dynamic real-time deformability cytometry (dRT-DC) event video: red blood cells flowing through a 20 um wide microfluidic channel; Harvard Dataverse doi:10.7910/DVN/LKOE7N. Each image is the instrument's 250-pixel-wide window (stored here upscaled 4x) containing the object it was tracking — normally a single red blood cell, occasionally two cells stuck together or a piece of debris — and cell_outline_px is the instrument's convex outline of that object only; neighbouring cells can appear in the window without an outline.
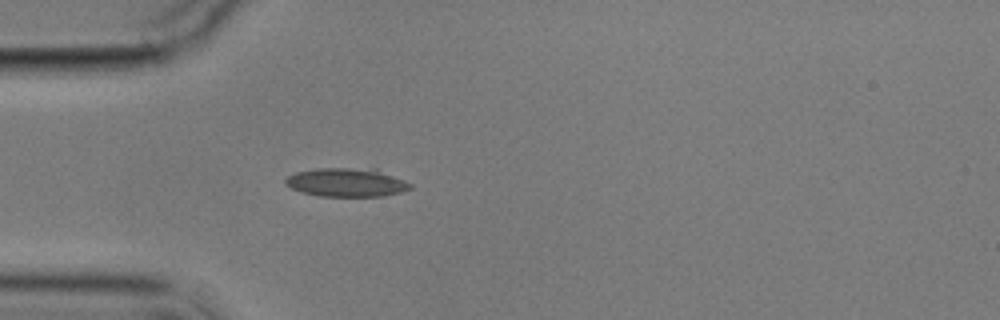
{"species": "common noctule bat (a hibernating species)", "species_latin": "Nyctalus noctula", "temperature_condition": "cold", "stored_images_in_passage": 1, "camera_frame_rate_fps": 3000, "um_per_image_px": 0.085, "animal": {"sex": "male", "body_mass_g": 17.9}, "frame": {"image": 1, "passage_image": 1, "time_ms": 0.0, "image_size_px": [1000, 320], "cell_outline_px": [[412, 188], [400, 192], [384, 196], [320, 196], [300, 192], [284, 184], [284, 180], [288, 176], [296, 172], [316, 168], [376, 168], [404, 180], [412, 184]], "centroid_in_image_um": [29.45, 15.5], "position_along_channel_um": 55.5, "area_um2": 20.98}}